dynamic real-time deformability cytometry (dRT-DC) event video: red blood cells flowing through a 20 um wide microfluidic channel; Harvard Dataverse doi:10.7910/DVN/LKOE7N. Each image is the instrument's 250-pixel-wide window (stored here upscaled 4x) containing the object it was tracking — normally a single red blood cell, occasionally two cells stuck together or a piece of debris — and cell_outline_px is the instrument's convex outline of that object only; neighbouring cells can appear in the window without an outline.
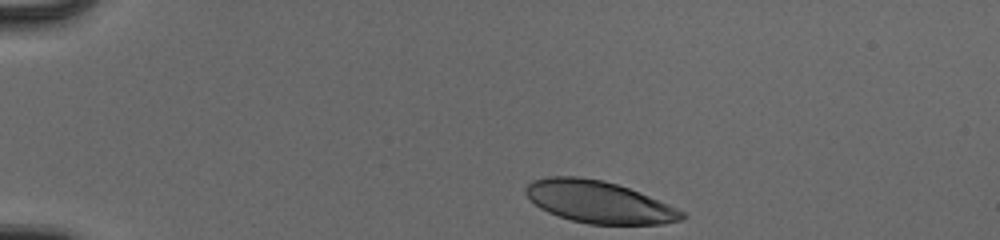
{"species": "human", "species_latin": "Homo sapiens", "temperature_condition": "cold", "stored_images_in_passage": 37, "camera_frame_rate_fps": 3000, "um_per_image_px": 0.085, "donor": {"sex": "male"}, "frame": {"image": 1, "passage_image": 1, "time_ms": 0.0, "image_size_px": [1000, 240], "cell_outline_px": [[688, 216], [680, 220], [664, 224], [588, 224], [572, 220], [548, 212], [540, 208], [524, 192], [524, 188], [532, 180], [548, 176], [576, 176], [604, 180], [628, 188], [668, 204], [684, 212]], "centroid_in_image_um": [50.89, 17.16], "position_along_channel_um": 34.1, "area_um2": 38.03}}
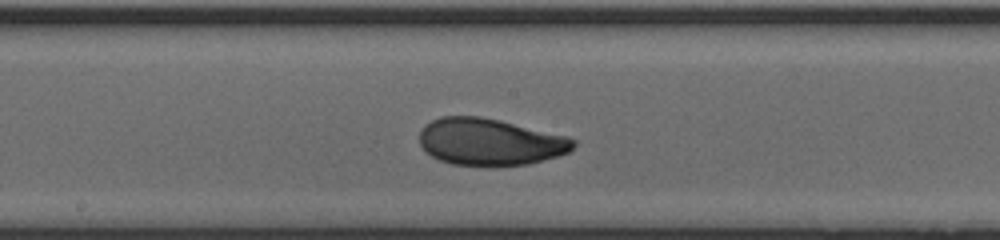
{"frame": {"image": 2, "passage_image": 20, "time_ms": 6.333, "image_size_px": [1000, 240], "cell_outline_px": [[576, 144], [568, 152], [556, 156], [528, 164], [452, 164], [440, 160], [432, 156], [420, 144], [420, 132], [424, 124], [440, 116], [480, 116], [500, 120], [568, 136], [576, 140]], "centroid_in_image_um": [41.64, 12.02], "position_along_channel_um": 206.6, "area_um2": 41.5}}
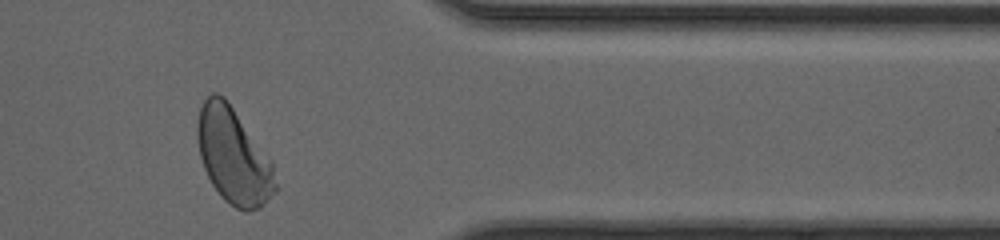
{"frame": {"image": 3, "passage_image": 35, "time_ms": 11.333, "image_size_px": [1000, 240], "cell_outline_px": [[276, 192], [260, 208], [248, 212], [244, 212], [236, 208], [224, 200], [220, 196], [212, 184], [204, 168], [200, 156], [196, 136], [196, 124], [200, 108], [204, 100], [212, 92], [216, 92], [224, 96], [272, 160], [276, 184]], "centroid_in_image_um": [19.84, 13.27], "position_along_channel_um": 391.6, "area_um2": 43.7}, "authors_computed_cell_mechanics": {"area_um2": 41.5582, "velocity_mm_per_s": 3.9411, "shape_relaxation_time_tau1_ms": 2.9748, "shape_relaxation_time_tau2_ms": 0.8458, "deformation_change_tau1": 0.1453, "deformation_change_tau2": 0.0577}}